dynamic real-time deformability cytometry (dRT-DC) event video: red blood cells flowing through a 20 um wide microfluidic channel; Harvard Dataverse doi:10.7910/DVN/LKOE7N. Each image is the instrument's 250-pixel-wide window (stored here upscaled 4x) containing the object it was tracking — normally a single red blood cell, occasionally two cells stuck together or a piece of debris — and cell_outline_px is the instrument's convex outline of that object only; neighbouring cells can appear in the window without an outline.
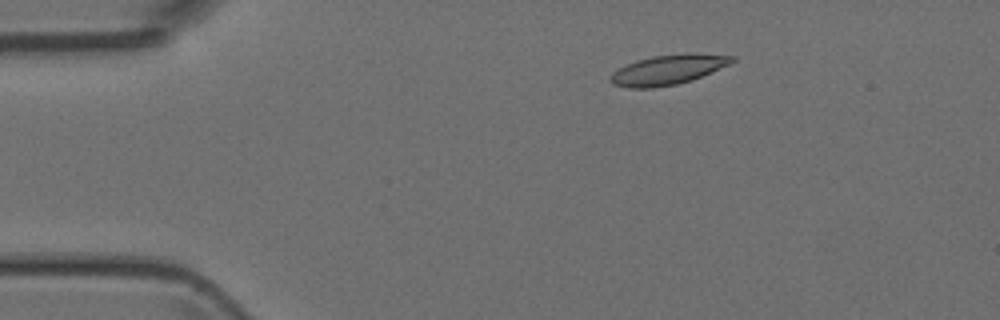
{"species": "Egyptian fruit bat (a non-hibernating species)", "species_latin": "Rousettus aegyptiacus", "temperature_condition": "room temperature", "stored_images_in_passage": 6, "camera_frame_rate_fps": 3000, "um_per_image_px": 0.085, "animal": {"sex": "female"}, "frame": {"image": 1, "passage_image": 3, "time_ms": 2.333, "image_size_px": [1000, 320], "cell_outline_px": [[736, 60], [728, 64], [692, 80], [676, 84], [652, 88], [628, 88], [612, 84], [608, 80], [608, 76], [612, 72], [636, 60], [652, 56], [736, 56]], "centroid_in_image_um": [56.62, 5.99], "position_along_channel_um": 28.4, "area_um2": 20.0}}
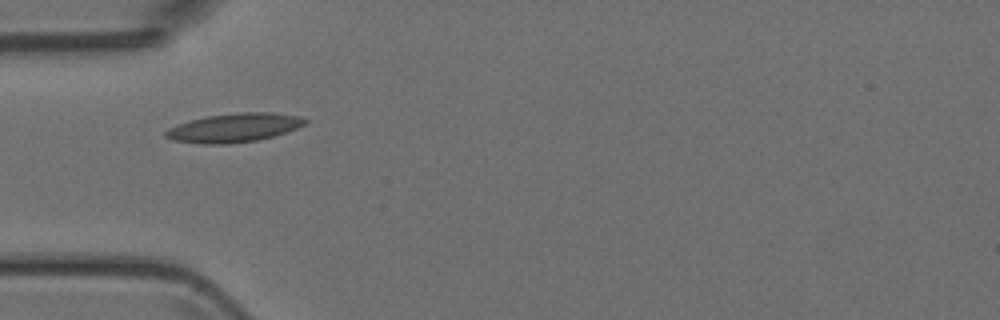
{"frame": {"image": 2, "passage_image": 5, "time_ms": 4.667, "image_size_px": [1000, 320], "cell_outline_px": [[308, 120], [304, 124], [296, 128], [272, 136], [256, 140], [228, 144], [200, 144], [172, 140], [164, 136], [164, 132], [168, 128], [176, 124], [208, 116], [236, 112], [272, 112], [300, 116]], "centroid_in_image_um": [19.86, 10.85], "position_along_channel_um": 65.1, "area_um2": 23.35}}
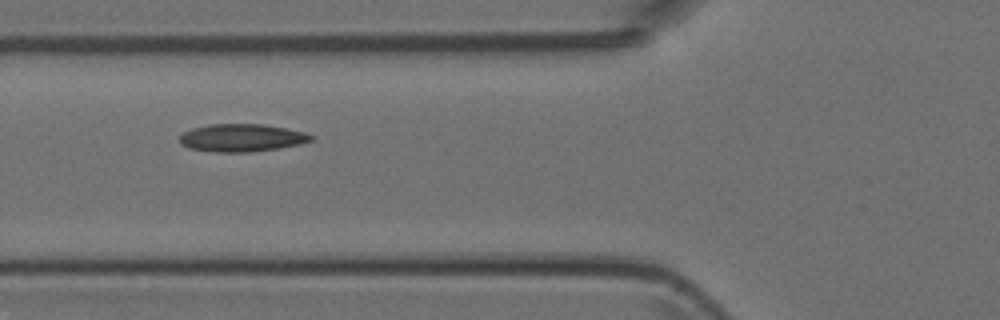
{"frame": {"image": 3, "passage_image": 6, "time_ms": 5.667, "image_size_px": [1000, 320], "cell_outline_px": [[316, 136], [312, 140], [300, 144], [252, 152], [216, 152], [188, 148], [180, 144], [180, 136], [184, 132], [192, 128], [208, 124], [260, 124], [288, 128], [308, 132]], "centroid_in_image_um": [20.58, 11.71], "position_along_channel_um": 105.2, "area_um2": 21.39}}